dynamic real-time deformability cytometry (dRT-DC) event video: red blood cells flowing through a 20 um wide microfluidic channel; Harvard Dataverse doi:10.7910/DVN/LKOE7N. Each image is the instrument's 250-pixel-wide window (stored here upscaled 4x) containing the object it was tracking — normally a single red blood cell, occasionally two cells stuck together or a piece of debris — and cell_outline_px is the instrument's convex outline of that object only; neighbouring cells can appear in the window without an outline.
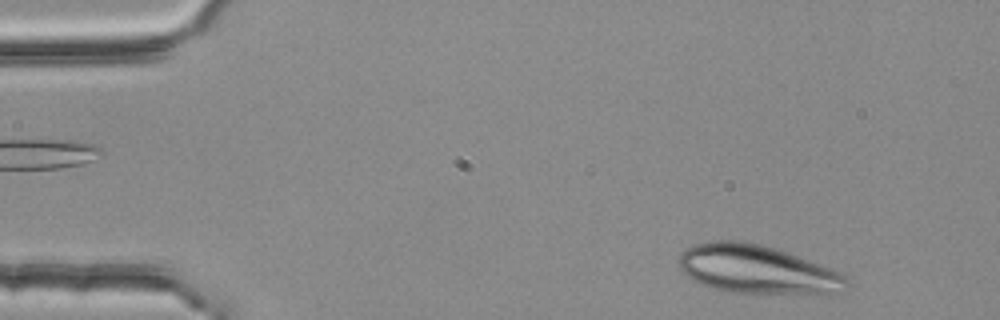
{"species": "common noctule bat (a hibernating species)", "species_latin": "Nyctalus noctula", "temperature_condition": "room temperature", "stored_images_in_passage": 3, "camera_frame_rate_fps": 3000, "um_per_image_px": 0.085, "animal": {"sex": "female", "body_mass_g": 25.1}, "frame": {"image": 1, "passage_image": 3, "time_ms": 0.667, "image_size_px": [1000, 320], "cell_outline_px": [[848, 288], [844, 292], [828, 296], [816, 296], [728, 292], [692, 280], [676, 264], [676, 260], [680, 252], [684, 248], [692, 244], [712, 240], [740, 240], [760, 244], [788, 252], [828, 268], [844, 276], [848, 280]], "centroid_in_image_um": [64.38, 22.93], "position_along_channel_um": 20.6, "area_um2": 48.67}}